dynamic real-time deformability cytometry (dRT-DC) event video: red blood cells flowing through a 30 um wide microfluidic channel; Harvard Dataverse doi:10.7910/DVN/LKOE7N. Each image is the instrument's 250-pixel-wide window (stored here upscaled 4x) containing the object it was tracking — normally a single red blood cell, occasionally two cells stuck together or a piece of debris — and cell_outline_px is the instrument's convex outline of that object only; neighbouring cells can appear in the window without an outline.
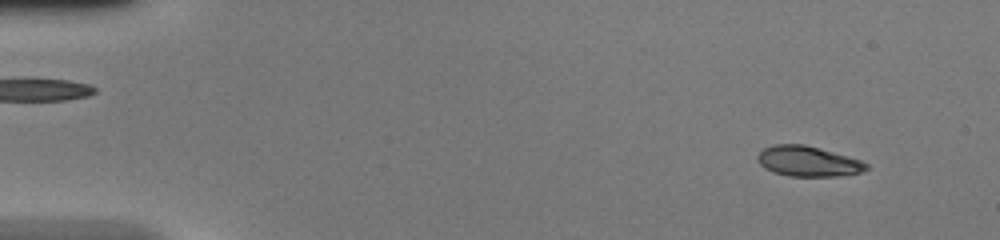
{"species": "common noctule bat (a hibernating species)", "species_latin": "Nyctalus noctula", "temperature_condition": "warm", "stored_images_in_passage": 48, "camera_frame_rate_fps": 3000, "um_per_image_px": 0.085, "animal": {"sex": "female", "body_mass_g": 20.0, "forearm_length_mm": 54.0}, "frame": {"image": 1, "passage_image": 4, "time_ms": 1.0, "image_size_px": [1000, 240], "cell_outline_px": [[868, 168], [860, 172], [836, 176], [788, 176], [772, 172], [764, 168], [756, 160], [756, 156], [764, 148], [776, 144], [804, 144], [860, 160], [868, 164]], "centroid_in_image_um": [68.62, 13.71], "position_along_channel_um": 16.4, "area_um2": 19.02}}
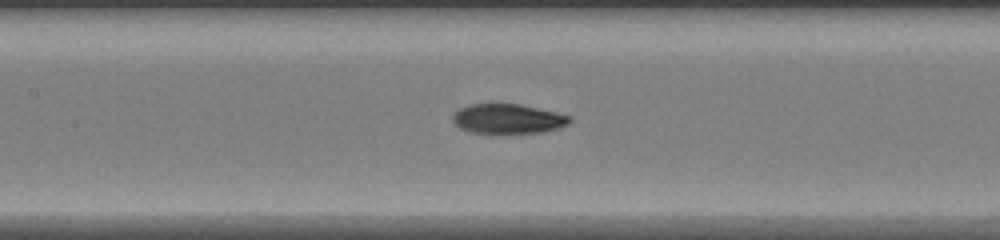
{"frame": {"image": 2, "passage_image": 23, "time_ms": 7.333, "image_size_px": [1000, 240], "cell_outline_px": [[572, 120], [568, 124], [544, 132], [472, 132], [460, 128], [452, 120], [452, 116], [460, 108], [468, 104], [492, 100], [520, 104], [556, 112], [572, 116]], "centroid_in_image_um": [43.14, 10.03], "position_along_channel_um": 164.3, "area_um2": 20.63}}
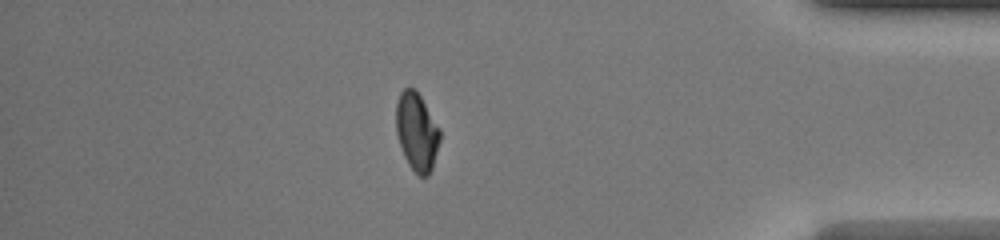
{"frame": {"image": 3, "passage_image": 42, "time_ms": 13.667, "image_size_px": [1000, 240], "cell_outline_px": [[440, 140], [432, 168], [428, 176], [420, 176], [408, 164], [404, 156], [396, 132], [396, 104], [400, 92], [404, 88], [416, 88], [440, 128]], "centroid_in_image_um": [35.43, 11.17], "position_along_channel_um": 399.8, "area_um2": 19.94}, "authors_computed_cell_mechanics": {"area_um2": 20.2589, "velocity_mm_per_s": 4.2583, "shape_relaxation_time_tau1_ms": 5.5217, "shape_relaxation_time_tau2_ms": null, "deformation_change_tau1": 0.2481, "deformation_change_tau2": null}}